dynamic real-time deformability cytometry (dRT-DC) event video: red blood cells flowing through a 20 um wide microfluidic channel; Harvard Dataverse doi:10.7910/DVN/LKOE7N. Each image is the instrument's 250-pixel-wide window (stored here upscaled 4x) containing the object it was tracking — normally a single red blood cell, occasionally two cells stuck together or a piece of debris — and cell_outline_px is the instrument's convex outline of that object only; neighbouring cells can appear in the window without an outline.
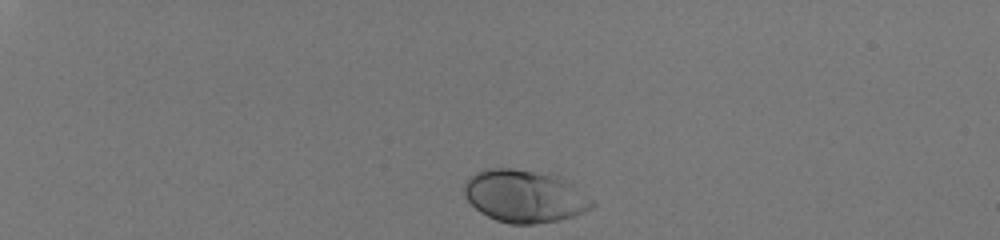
{"species": "human", "species_latin": "Homo sapiens", "temperature_condition": "room temperature", "stored_images_in_passage": 36, "camera_frame_rate_fps": 3000, "um_per_image_px": 0.085, "donor": {"sex": "male"}, "frame": {"image": 1, "passage_image": 1, "time_ms": 0.0, "image_size_px": [1000, 240], "cell_outline_px": [[596, 204], [592, 208], [584, 212], [560, 220], [536, 224], [508, 224], [496, 220], [480, 212], [468, 200], [464, 192], [464, 184], [476, 172], [488, 168], [512, 168], [532, 172], [548, 176], [560, 180], [592, 200]], "centroid_in_image_um": [44.52, 16.72], "position_along_channel_um": 40.5, "area_um2": 37.92}}
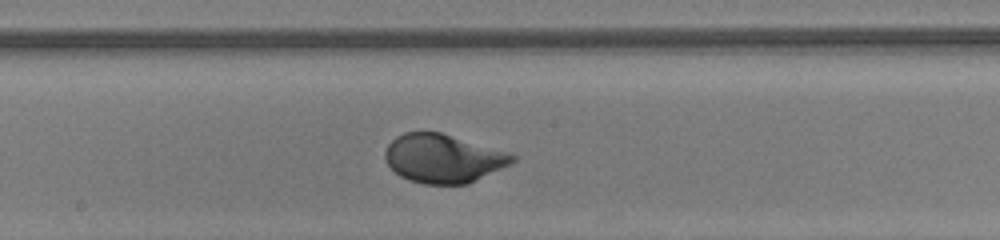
{"frame": {"image": 2, "passage_image": 21, "time_ms": 6.667, "image_size_px": [1000, 240], "cell_outline_px": [[520, 156], [516, 160], [468, 184], [424, 184], [408, 180], [400, 176], [384, 160], [384, 152], [388, 144], [396, 136], [404, 132], [440, 132]], "centroid_in_image_um": [37.63, 13.47], "position_along_channel_um": 210.6, "area_um2": 35.78}}
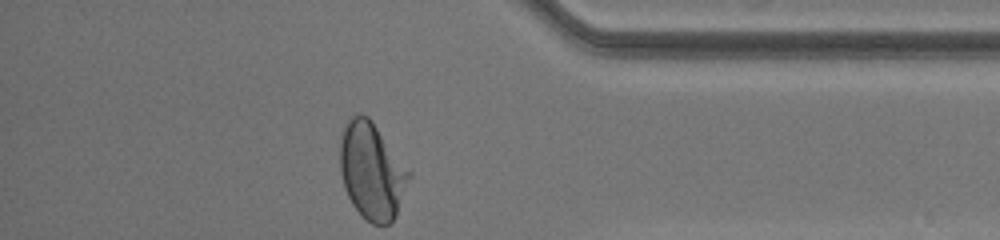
{"frame": {"image": 3, "passage_image": 36, "time_ms": 11.667, "image_size_px": [1000, 240], "cell_outline_px": [[412, 176], [396, 216], [388, 224], [372, 224], [352, 204], [344, 188], [340, 172], [340, 132], [344, 124], [352, 116], [368, 116], [372, 120], [412, 172]], "centroid_in_image_um": [31.62, 14.52], "position_along_channel_um": 403.6, "area_um2": 39.07}, "authors_computed_cell_mechanics": {"area_um2": 36.3273, "velocity_mm_per_s": 4.0452, "shape_relaxation_time_tau1_ms": 2.4133, "shape_relaxation_time_tau2_ms": null, "deformation_change_tau1": 0.1453, "deformation_change_tau2": null}}